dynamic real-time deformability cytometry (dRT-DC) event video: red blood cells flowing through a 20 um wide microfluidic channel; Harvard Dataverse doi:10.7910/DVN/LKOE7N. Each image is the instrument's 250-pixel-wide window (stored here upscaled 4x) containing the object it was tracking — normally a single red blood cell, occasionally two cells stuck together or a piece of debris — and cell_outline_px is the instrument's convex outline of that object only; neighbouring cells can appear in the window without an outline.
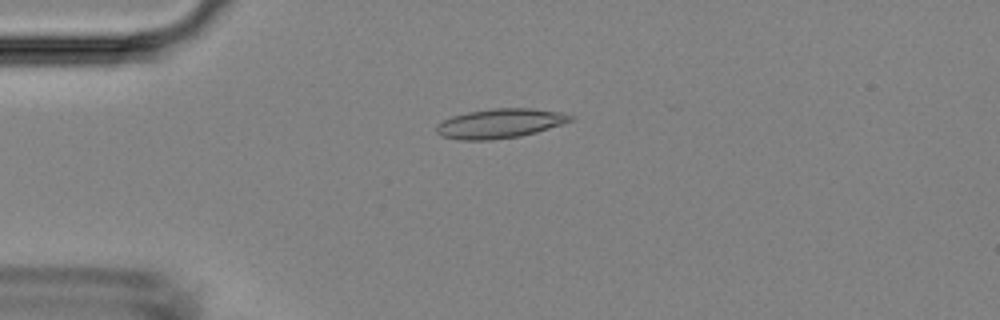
{"species": "Egyptian fruit bat (a non-hibernating species)", "species_latin": "Rousettus aegyptiacus", "temperature_condition": "room temperature", "stored_images_in_passage": 5, "camera_frame_rate_fps": 3000, "um_per_image_px": 0.085, "animal": {"sex": "female"}, "frame": {"image": 1, "passage_image": 3, "time_ms": 2.333, "image_size_px": [1000, 320], "cell_outline_px": [[576, 116], [572, 120], [536, 132], [520, 136], [488, 140], [460, 140], [440, 136], [436, 132], [436, 124], [452, 116], [468, 112], [492, 108], [532, 108], [560, 112]], "centroid_in_image_um": [42.46, 10.49], "position_along_channel_um": 42.5, "area_um2": 22.95}}